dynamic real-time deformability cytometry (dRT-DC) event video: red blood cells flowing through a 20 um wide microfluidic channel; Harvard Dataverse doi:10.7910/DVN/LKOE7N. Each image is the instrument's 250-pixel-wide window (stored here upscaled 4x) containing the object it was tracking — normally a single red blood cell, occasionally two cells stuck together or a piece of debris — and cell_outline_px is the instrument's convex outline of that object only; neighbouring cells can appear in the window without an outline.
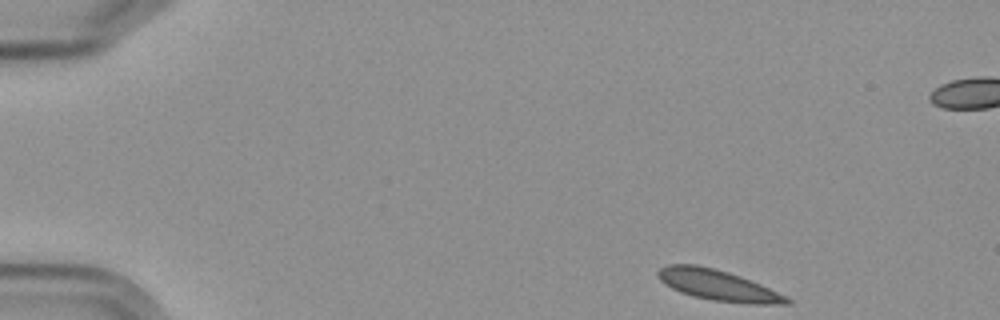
{"species": "Egyptian fruit bat (a non-hibernating species)", "species_latin": "Rousettus aegyptiacus", "temperature_condition": "cold", "stored_images_in_passage": 4, "camera_frame_rate_fps": 3000, "um_per_image_px": 0.085, "frame": {"image": 1, "passage_image": 1, "time_ms": 0.0, "image_size_px": [1000, 320], "cell_outline_px": [[792, 304], [748, 304], [712, 300], [692, 296], [680, 292], [664, 284], [660, 280], [656, 272], [660, 268], [668, 264], [696, 264], [728, 272], [740, 276], [760, 284], [788, 296], [792, 300]], "centroid_in_image_um": [61.04, 24.25], "position_along_channel_um": 24.0, "area_um2": 23.12}}